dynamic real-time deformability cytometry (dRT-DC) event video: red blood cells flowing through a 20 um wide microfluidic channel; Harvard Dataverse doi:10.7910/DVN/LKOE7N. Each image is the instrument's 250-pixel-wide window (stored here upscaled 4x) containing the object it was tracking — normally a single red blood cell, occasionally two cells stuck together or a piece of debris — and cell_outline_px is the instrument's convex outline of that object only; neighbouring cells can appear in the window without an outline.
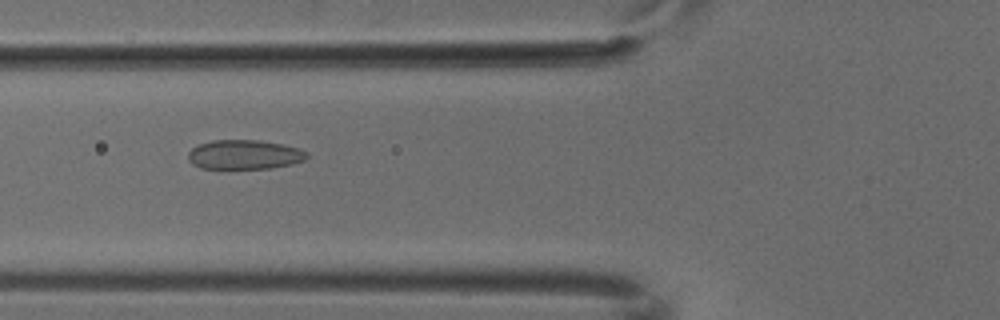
{"species": "common noctule bat (a hibernating species)", "species_latin": "Nyctalus noctula", "temperature_condition": "cold", "stored_images_in_passage": 7, "camera_frame_rate_fps": 3000, "um_per_image_px": 0.085, "animal": {"sex": "male", "body_mass_g": 18.8}, "frame": {"image": 1, "passage_image": 5, "time_ms": 1.333, "image_size_px": [1000, 320], "cell_outline_px": [[308, 156], [304, 160], [292, 164], [272, 168], [200, 168], [192, 164], [188, 160], [188, 152], [192, 148], [200, 144], [212, 140], [260, 140], [284, 144], [308, 152]], "centroid_in_image_um": [20.77, 13.14], "position_along_channel_um": 105.0, "area_um2": 20.35}}
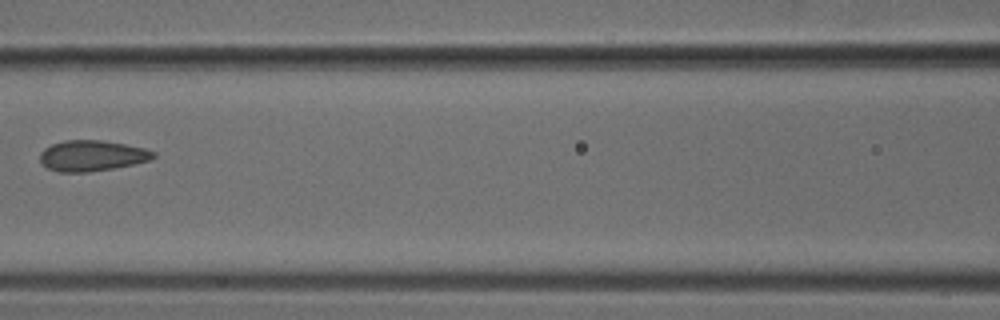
{"frame": {"image": 2, "passage_image": 6, "time_ms": 1.667, "image_size_px": [1000, 320], "cell_outline_px": [[156, 156], [148, 160], [132, 164], [112, 168], [88, 172], [60, 172], [48, 168], [40, 160], [40, 152], [44, 148], [52, 144], [64, 140], [100, 140], [124, 144], [144, 148], [156, 152]], "centroid_in_image_um": [7.8, 13.23], "position_along_channel_um": 158.8, "area_um2": 20.11}}
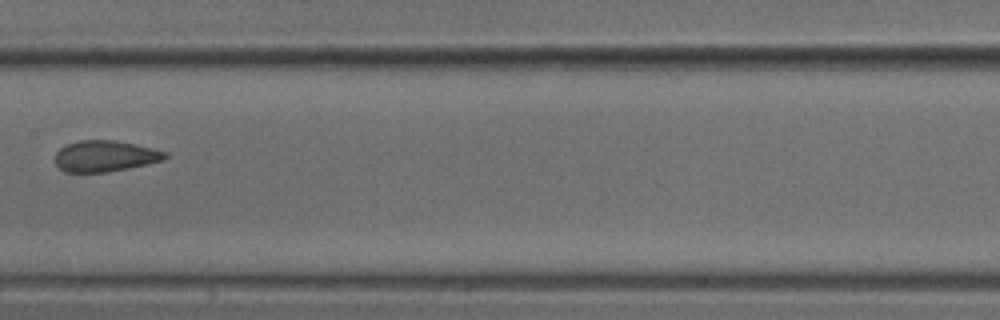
{"frame": {"image": 3, "passage_image": 7, "time_ms": 2.0, "image_size_px": [1000, 320], "cell_outline_px": [[168, 156], [164, 160], [148, 164], [128, 168], [104, 172], [64, 172], [56, 164], [56, 152], [60, 148], [68, 144], [80, 140], [116, 140], [152, 148], [168, 152]], "centroid_in_image_um": [8.95, 13.26], "position_along_channel_um": 198.4, "area_um2": 19.88}}